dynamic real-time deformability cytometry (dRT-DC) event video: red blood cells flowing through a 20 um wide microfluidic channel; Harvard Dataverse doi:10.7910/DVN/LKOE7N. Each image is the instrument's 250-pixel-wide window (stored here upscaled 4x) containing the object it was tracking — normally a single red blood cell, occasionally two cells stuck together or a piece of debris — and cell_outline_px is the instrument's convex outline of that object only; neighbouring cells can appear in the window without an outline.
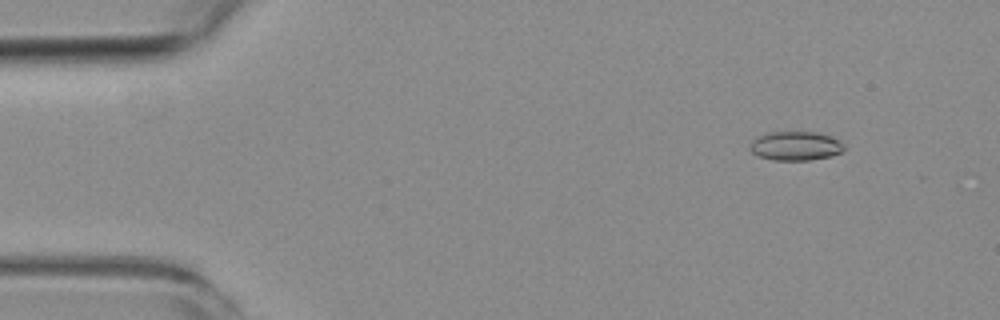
{"species": "common noctule bat (a hibernating species)", "species_latin": "Nyctalus noctula", "temperature_condition": "room temperature", "stored_images_in_passage": 8, "camera_frame_rate_fps": 3000, "um_per_image_px": 0.085, "animal": {"sex": "female", "body_mass_g": 19.3, "forearm_length_mm": 54.1}, "frame": {"image": 1, "passage_image": 2, "time_ms": 1.0, "image_size_px": [1000, 320], "cell_outline_px": [[844, 148], [840, 152], [832, 156], [808, 160], [772, 160], [760, 156], [752, 152], [748, 148], [752, 140], [756, 136], [764, 132], [820, 132], [832, 136], [840, 140], [844, 144]], "centroid_in_image_um": [67.61, 12.39], "position_along_channel_um": 17.4, "area_um2": 16.18}}
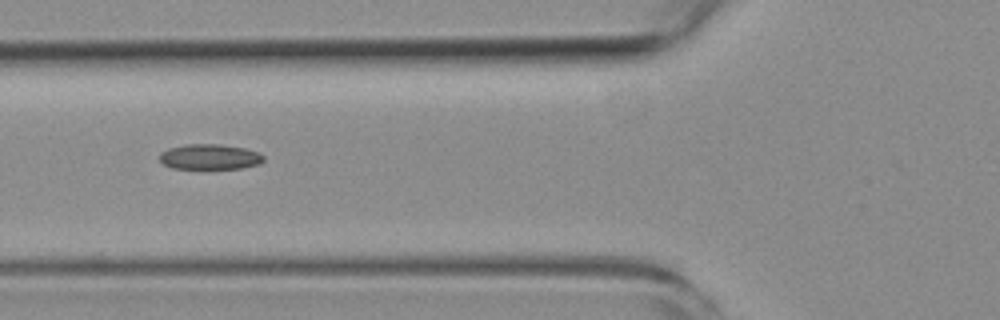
{"frame": {"image": 2, "passage_image": 6, "time_ms": 6.0, "image_size_px": [1000, 320], "cell_outline_px": [[264, 160], [260, 164], [240, 168], [172, 168], [164, 164], [160, 160], [160, 152], [168, 148], [188, 144], [220, 144], [244, 148], [260, 152], [264, 156]], "centroid_in_image_um": [17.85, 13.32], "position_along_channel_um": 107.9, "area_um2": 15.32}}
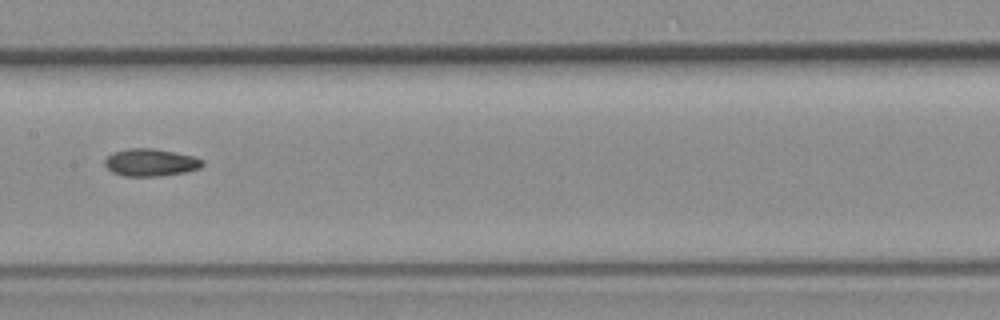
{"frame": {"image": 3, "passage_image": 8, "time_ms": 8.333, "image_size_px": [1000, 320], "cell_outline_px": [[204, 164], [200, 168], [184, 172], [160, 176], [124, 176], [112, 172], [104, 164], [104, 160], [112, 152], [128, 148], [152, 148], [192, 156], [204, 160]], "centroid_in_image_um": [12.78, 13.81], "position_along_channel_um": 194.6, "area_um2": 15.55}}